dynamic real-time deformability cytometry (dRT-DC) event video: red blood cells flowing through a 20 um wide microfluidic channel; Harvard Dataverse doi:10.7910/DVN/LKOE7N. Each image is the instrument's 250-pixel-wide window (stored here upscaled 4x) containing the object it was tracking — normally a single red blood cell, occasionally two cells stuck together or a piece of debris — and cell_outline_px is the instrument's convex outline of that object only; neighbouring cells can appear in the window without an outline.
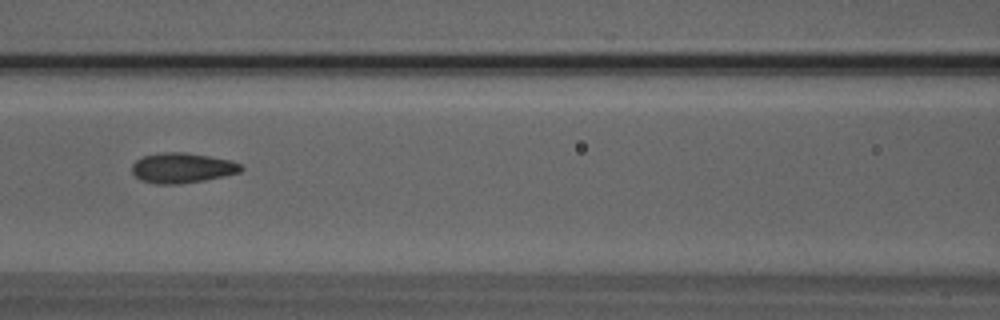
{"species": "Egyptian fruit bat (a non-hibernating species)", "species_latin": "Rousettus aegyptiacus", "temperature_condition": "room temperature", "stored_images_in_passage": 7, "camera_frame_rate_fps": 3000, "um_per_image_px": 0.085, "animal": {"sex": "male"}, "frame": {"image": 1, "passage_image": 7, "time_ms": 2.0, "image_size_px": [1000, 320], "cell_outline_px": [[244, 168], [240, 172], [224, 176], [204, 180], [180, 184], [156, 184], [140, 180], [132, 172], [132, 164], [136, 160], [144, 156], [160, 152], [184, 152], [232, 160], [240, 164]], "centroid_in_image_um": [15.48, 14.27], "position_along_channel_um": 151.1, "area_um2": 19.19}}